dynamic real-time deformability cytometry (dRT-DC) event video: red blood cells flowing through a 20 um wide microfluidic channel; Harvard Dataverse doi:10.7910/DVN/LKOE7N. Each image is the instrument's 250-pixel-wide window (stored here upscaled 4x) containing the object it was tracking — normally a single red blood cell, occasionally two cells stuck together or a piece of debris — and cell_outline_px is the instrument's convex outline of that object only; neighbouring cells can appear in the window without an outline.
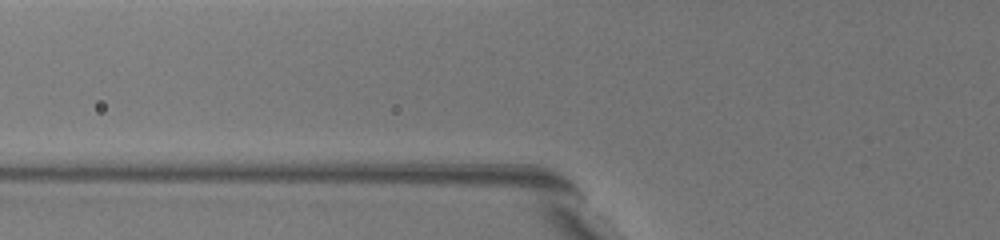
{"species": "common noctule bat (a hibernating species)", "species_latin": "Nyctalus noctula", "temperature_condition": "warm", "stored_images_in_passage": 4, "camera_frame_rate_fps": 3000, "um_per_image_px": 0.085, "animal": {"sex": "female", "body_mass_g": 19.5, "forearm_length_mm": 54.1}, "frame": {"image": 1, "passage_image": 2, "time_ms": 0.333, "image_size_px": [1000, 240], "cell_outline_px": [[652, 212], [648, 212], [600, 168], [596, 164], [596, 148], [604, 140], [616, 152], [652, 192]], "centroid_in_image_um": [52.99, 14.91], "position_along_channel_um": 72.8, "area_um2": 11.1}}